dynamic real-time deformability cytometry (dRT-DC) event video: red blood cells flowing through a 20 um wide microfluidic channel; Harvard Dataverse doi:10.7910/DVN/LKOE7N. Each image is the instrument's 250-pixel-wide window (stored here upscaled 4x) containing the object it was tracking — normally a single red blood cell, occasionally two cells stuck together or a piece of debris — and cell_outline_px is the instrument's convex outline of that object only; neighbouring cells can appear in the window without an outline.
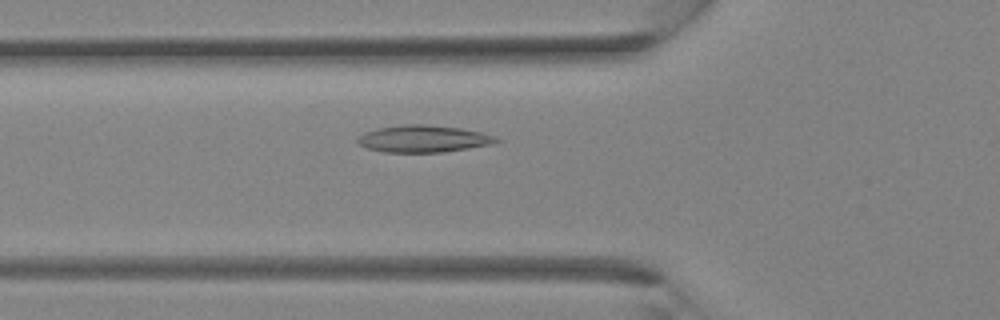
{"species": "Egyptian fruit bat (a non-hibernating species)", "species_latin": "Rousettus aegyptiacus", "temperature_condition": "room temperature", "stored_images_in_passage": 36, "camera_frame_rate_fps": 3000, "um_per_image_px": 0.085, "animal": {"sex": "female"}, "frame": {"image": 1, "passage_image": 13, "time_ms": 4.0, "image_size_px": [1000, 320], "cell_outline_px": [[500, 140], [492, 144], [444, 152], [384, 152], [368, 148], [356, 144], [356, 136], [364, 132], [376, 128], [400, 124], [428, 124], [460, 128], [480, 132], [496, 136]], "centroid_in_image_um": [35.92, 11.78], "position_along_channel_um": 89.9, "area_um2": 22.08}}
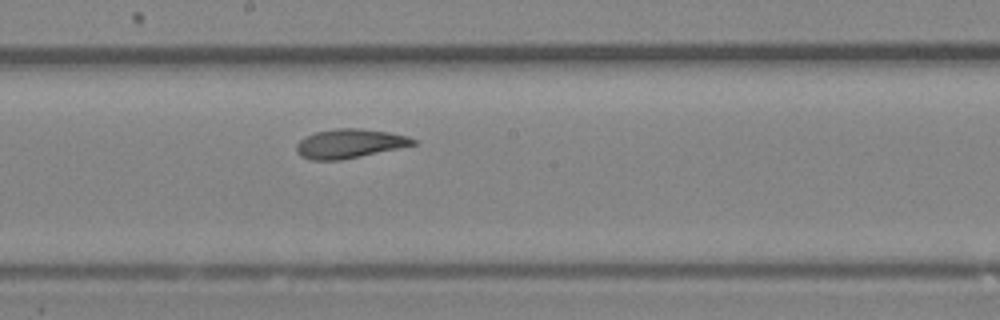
{"frame": {"image": 2, "passage_image": 20, "time_ms": 6.333, "image_size_px": [1000, 320], "cell_outline_px": [[416, 144], [360, 156], [340, 160], [308, 160], [300, 156], [296, 152], [296, 144], [304, 136], [316, 132], [336, 128], [360, 128], [388, 132], [408, 136], [416, 140]], "centroid_in_image_um": [29.65, 12.2], "position_along_channel_um": 218.5, "area_um2": 19.77}}
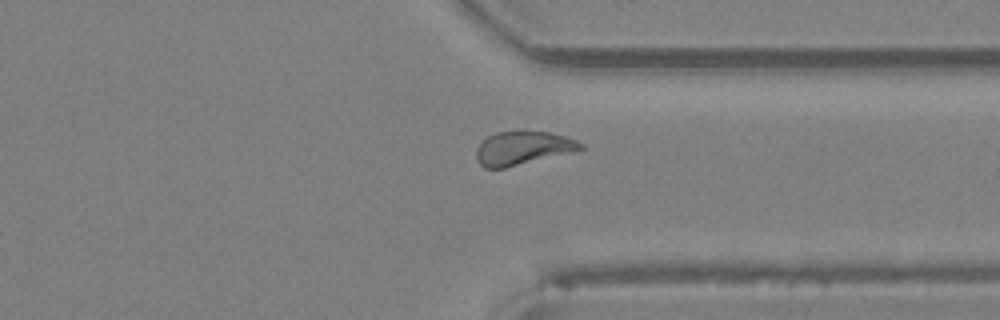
{"frame": {"image": 3, "passage_image": 28, "time_ms": 9.0, "image_size_px": [1000, 320], "cell_outline_px": [[584, 148], [504, 168], [484, 168], [476, 160], [476, 148], [488, 136], [496, 132], [548, 132], [564, 136], [576, 140], [584, 144]], "centroid_in_image_um": [44.38, 12.59], "position_along_channel_um": 367.0, "area_um2": 19.77}}